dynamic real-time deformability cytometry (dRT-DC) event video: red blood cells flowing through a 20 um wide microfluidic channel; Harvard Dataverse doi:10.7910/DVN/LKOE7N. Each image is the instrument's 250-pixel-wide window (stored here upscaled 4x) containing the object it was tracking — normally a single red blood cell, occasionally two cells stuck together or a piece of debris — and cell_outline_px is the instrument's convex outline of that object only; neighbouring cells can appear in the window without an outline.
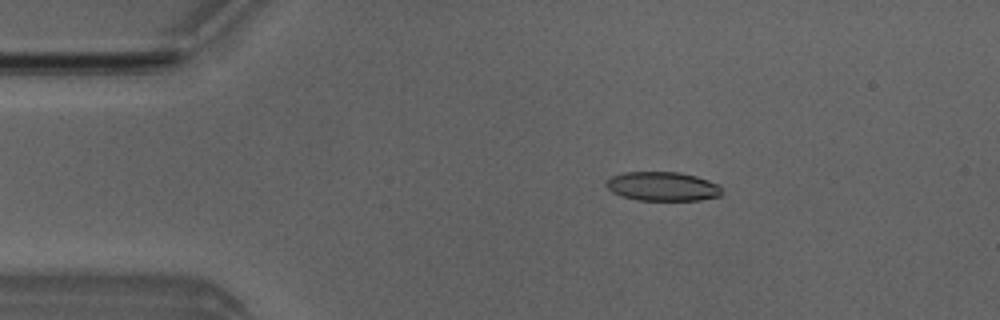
{"species": "Egyptian fruit bat (a non-hibernating species)", "species_latin": "Rousettus aegyptiacus", "temperature_condition": "room temperature", "stored_images_in_passage": 4, "camera_frame_rate_fps": 3000, "um_per_image_px": 0.085, "animal": {"sex": "male"}, "frame": {"image": 1, "passage_image": 3, "time_ms": 2.333, "image_size_px": [1000, 320], "cell_outline_px": [[720, 196], [700, 200], [636, 200], [620, 196], [612, 192], [604, 184], [604, 180], [612, 176], [624, 172], [680, 172], [696, 176], [720, 184]], "centroid_in_image_um": [56.27, 15.84], "position_along_channel_um": 28.7, "area_um2": 19.77}}